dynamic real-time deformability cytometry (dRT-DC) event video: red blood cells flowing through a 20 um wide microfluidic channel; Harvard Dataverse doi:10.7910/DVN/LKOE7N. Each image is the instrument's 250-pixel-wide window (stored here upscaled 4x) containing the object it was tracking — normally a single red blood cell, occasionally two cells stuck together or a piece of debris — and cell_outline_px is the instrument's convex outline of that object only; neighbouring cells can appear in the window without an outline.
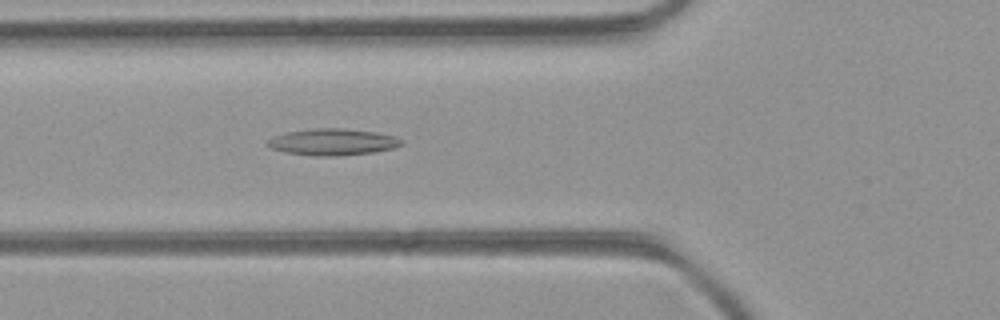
{"species": "common noctule bat (a hibernating species)", "species_latin": "Nyctalus noctula", "temperature_condition": "room temperature", "stored_images_in_passage": 54, "camera_frame_rate_fps": 3000, "um_per_image_px": 0.085, "animal": {"sex": "female", "body_mass_g": 21.9}, "frame": {"image": 1, "passage_image": 19, "time_ms": 6.0, "image_size_px": [1000, 320], "cell_outline_px": [[404, 144], [396, 148], [372, 152], [344, 156], [312, 156], [284, 152], [272, 148], [264, 144], [272, 136], [284, 132], [316, 128], [340, 128], [376, 132], [396, 136], [404, 140]], "centroid_in_image_um": [28.29, 12.07], "position_along_channel_um": 97.5, "area_um2": 21.15}}
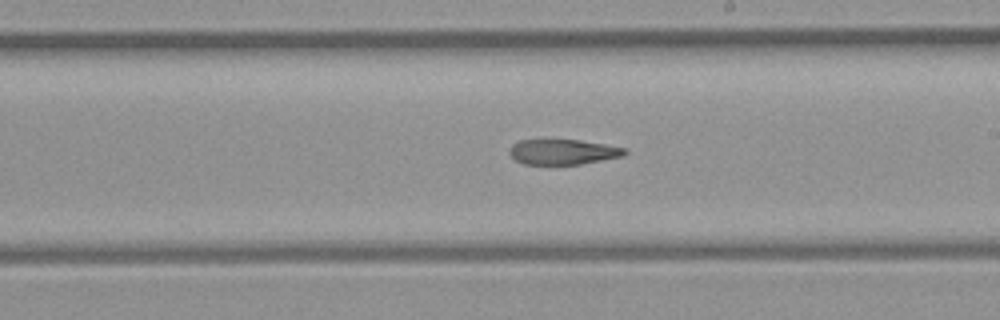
{"frame": {"image": 2, "passage_image": 30, "time_ms": 9.667, "image_size_px": [1000, 320], "cell_outline_px": [[628, 152], [624, 156], [580, 164], [524, 164], [516, 160], [508, 152], [512, 144], [520, 140], [580, 140], [604, 144], [624, 148]], "centroid_in_image_um": [47.85, 12.91], "position_along_channel_um": 241.2, "area_um2": 16.82}}
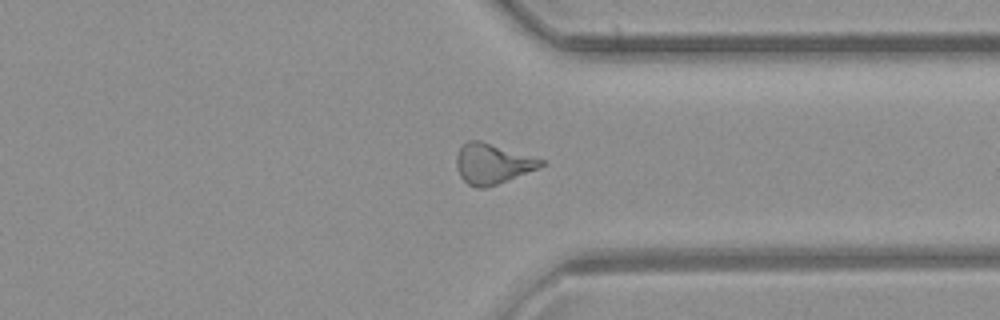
{"frame": {"image": 3, "passage_image": 40, "time_ms": 13.0, "image_size_px": [1000, 320], "cell_outline_px": [[548, 160], [544, 164], [536, 168], [508, 180], [484, 188], [476, 188], [468, 184], [460, 176], [456, 168], [456, 156], [460, 148], [468, 140], [480, 140]], "centroid_in_image_um": [41.85, 13.9], "position_along_channel_um": 369.5, "area_um2": 19.83}, "authors_computed_cell_mechanics": {"area_um2": 19.3919, "velocity_mm_per_s": 3.8992, "shape_relaxation_time_tau1_ms": null, "shape_relaxation_time_tau2_ms": 8.4342, "deformation_change_tau1": null, "deformation_change_tau2": 0.2098}}